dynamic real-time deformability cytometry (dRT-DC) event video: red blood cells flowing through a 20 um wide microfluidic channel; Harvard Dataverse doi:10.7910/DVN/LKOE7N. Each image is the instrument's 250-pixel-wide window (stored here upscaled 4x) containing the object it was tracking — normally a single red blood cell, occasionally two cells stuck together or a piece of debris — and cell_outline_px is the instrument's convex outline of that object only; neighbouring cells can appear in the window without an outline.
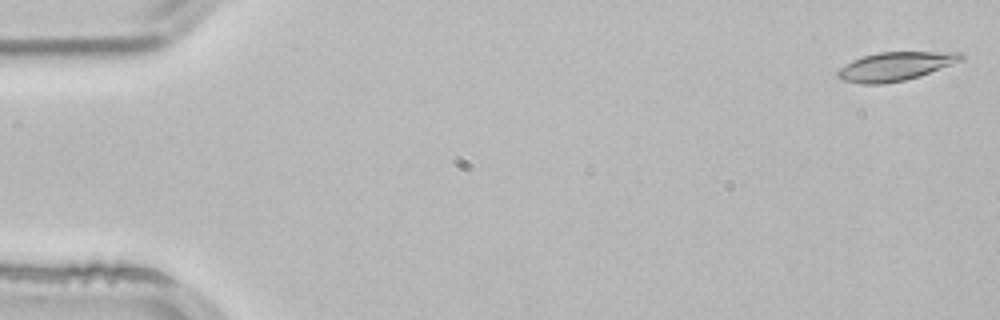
{"species": "common noctule bat (a hibernating species)", "species_latin": "Nyctalus noctula", "temperature_condition": "room temperature", "stored_images_in_passage": 53, "camera_frame_rate_fps": 3000, "um_per_image_px": 0.085, "animal": {"sex": "male", "body_mass_g": 21.5, "forearm_length_mm": 52.0}, "frame": {"image": 1, "passage_image": 1, "time_ms": 0.0, "image_size_px": [1000, 320], "cell_outline_px": [[964, 60], [920, 76], [904, 80], [884, 84], [860, 84], [840, 80], [836, 76], [836, 72], [840, 68], [852, 60], [864, 56], [880, 52], [960, 52], [964, 56]], "centroid_in_image_um": [76.09, 5.65], "position_along_channel_um": 8.9, "area_um2": 20.69}}
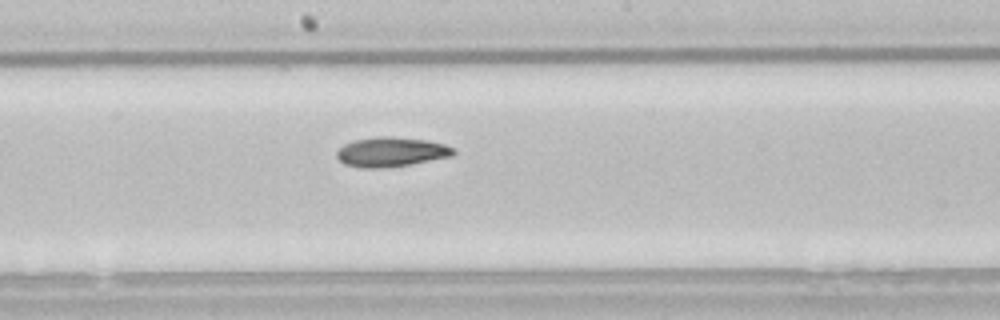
{"frame": {"image": 2, "passage_image": 28, "time_ms": 9.0, "image_size_px": [1000, 320], "cell_outline_px": [[456, 152], [452, 156], [412, 164], [384, 168], [360, 168], [344, 164], [336, 156], [336, 152], [344, 144], [356, 140], [376, 136], [392, 136], [428, 140], [444, 144], [456, 148]], "centroid_in_image_um": [33.27, 12.91], "position_along_channel_um": 214.9, "area_um2": 20.35}}
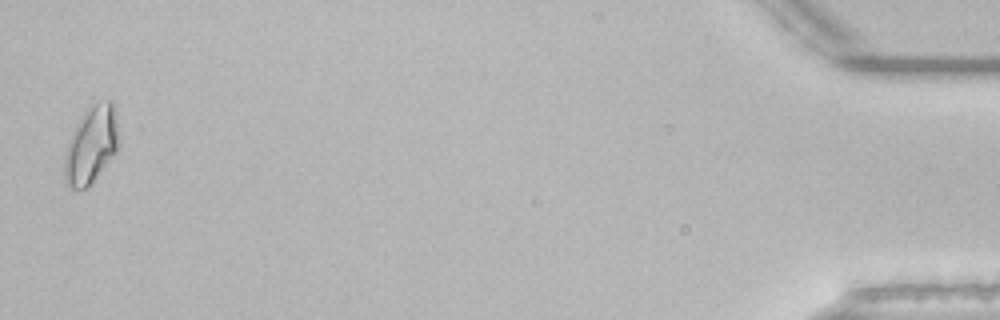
{"frame": {"image": 3, "passage_image": 52, "time_ms": 17.0, "image_size_px": [1000, 320], "cell_outline_px": [[120, 144], [116, 152], [88, 188], [76, 192], [68, 188], [64, 180], [64, 156], [68, 140], [76, 124], [84, 112], [92, 104], [108, 100], [112, 100], [116, 116], [120, 136]], "centroid_in_image_um": [7.75, 12.37], "position_along_channel_um": 427.5, "area_um2": 25.03}}